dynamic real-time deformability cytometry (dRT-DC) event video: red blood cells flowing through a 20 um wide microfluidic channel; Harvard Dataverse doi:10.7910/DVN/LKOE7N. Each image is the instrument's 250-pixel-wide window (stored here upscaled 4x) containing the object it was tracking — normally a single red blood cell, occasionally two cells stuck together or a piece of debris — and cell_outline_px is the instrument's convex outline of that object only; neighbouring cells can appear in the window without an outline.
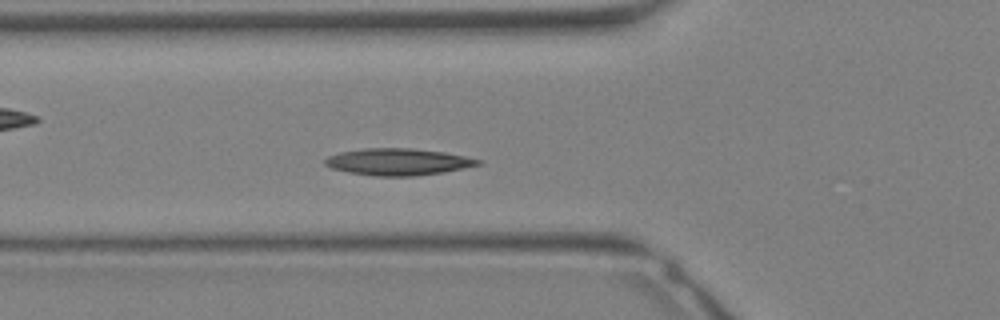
{"species": "Egyptian fruit bat (a non-hibernating species)", "species_latin": "Rousettus aegyptiacus", "temperature_condition": "warm", "stored_images_in_passage": 31, "camera_frame_rate_fps": 3000, "um_per_image_px": 0.085, "animal": {"sex": "female"}, "frame": {"image": 1, "passage_image": 9, "time_ms": 2.667, "image_size_px": [1000, 320], "cell_outline_px": [[484, 160], [480, 164], [444, 172], [416, 176], [376, 176], [348, 172], [332, 168], [324, 164], [324, 160], [328, 156], [340, 152], [364, 148], [412, 148], [444, 152]], "centroid_in_image_um": [33.83, 13.75], "position_along_channel_um": 92.0, "area_um2": 23.87}}
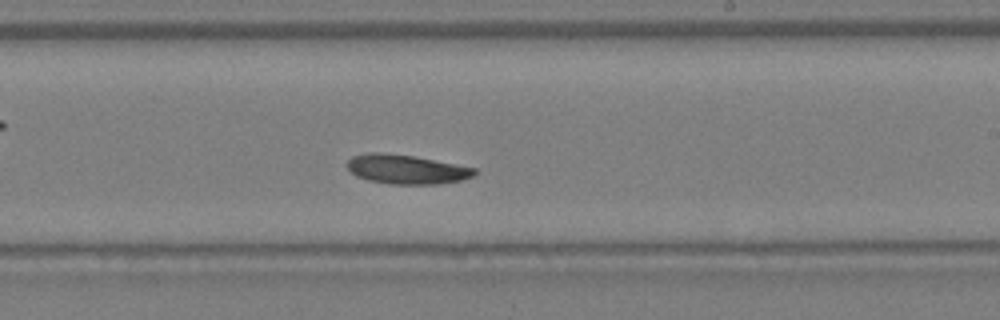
{"frame": {"image": 2, "passage_image": 17, "time_ms": 5.333, "image_size_px": [1000, 320], "cell_outline_px": [[480, 172], [472, 176], [460, 180], [440, 184], [388, 184], [368, 180], [356, 176], [348, 168], [348, 160], [352, 156], [372, 152], [380, 152], [412, 156], [476, 168]], "centroid_in_image_um": [34.55, 14.4], "position_along_channel_um": 254.4, "area_um2": 21.56}}
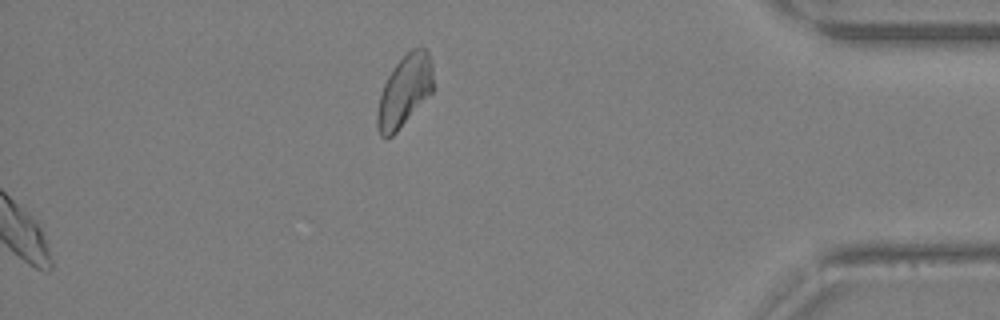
{"frame": {"image": 3, "passage_image": 31, "time_ms": 10.0, "image_size_px": [1000, 320], "cell_outline_px": [[432, 92], [396, 132], [392, 136], [380, 136], [376, 128], [376, 112], [380, 96], [384, 84], [388, 76], [396, 64], [412, 48], [424, 48], [428, 52], [432, 60]], "centroid_in_image_um": [34.36, 7.74], "position_along_channel_um": 400.8, "area_um2": 22.95}}